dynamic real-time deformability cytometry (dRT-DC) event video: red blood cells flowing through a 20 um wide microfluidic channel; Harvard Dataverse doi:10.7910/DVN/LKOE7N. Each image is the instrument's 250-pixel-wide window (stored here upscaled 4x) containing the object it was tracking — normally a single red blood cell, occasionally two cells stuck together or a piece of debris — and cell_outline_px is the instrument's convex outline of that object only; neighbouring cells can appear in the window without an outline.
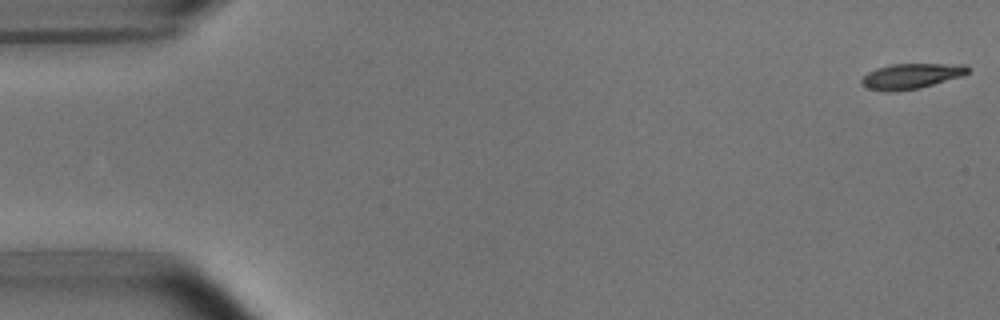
{"species": "common noctule bat (a hibernating species)", "species_latin": "Nyctalus noctula", "temperature_condition": "room temperature", "stored_images_in_passage": 4, "camera_frame_rate_fps": 3000, "um_per_image_px": 0.085, "animal": {"sex": "male", "body_mass_g": 15.6}, "frame": {"image": 1, "passage_image": 1, "time_ms": 0.0, "image_size_px": [1000, 320], "cell_outline_px": [[968, 72], [960, 76], [920, 88], [896, 92], [884, 92], [868, 88], [860, 84], [860, 80], [868, 72], [876, 68], [892, 64], [964, 64], [968, 68]], "centroid_in_image_um": [77.38, 6.48], "position_along_channel_um": 7.6, "area_um2": 15.66}}
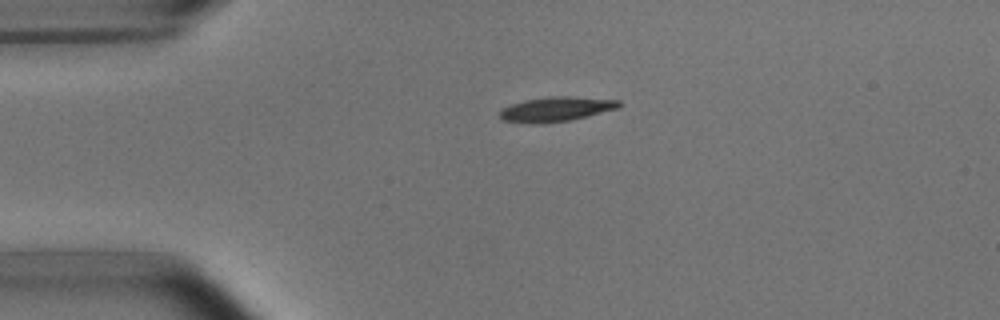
{"frame": {"image": 2, "passage_image": 4, "time_ms": 3.667, "image_size_px": [1000, 320], "cell_outline_px": [[620, 108], [572, 120], [540, 124], [532, 124], [504, 120], [500, 116], [500, 112], [504, 108], [512, 104], [524, 100], [552, 96], [568, 96], [620, 100]], "centroid_in_image_um": [47.31, 9.28], "position_along_channel_um": 37.7, "area_um2": 17.11}}